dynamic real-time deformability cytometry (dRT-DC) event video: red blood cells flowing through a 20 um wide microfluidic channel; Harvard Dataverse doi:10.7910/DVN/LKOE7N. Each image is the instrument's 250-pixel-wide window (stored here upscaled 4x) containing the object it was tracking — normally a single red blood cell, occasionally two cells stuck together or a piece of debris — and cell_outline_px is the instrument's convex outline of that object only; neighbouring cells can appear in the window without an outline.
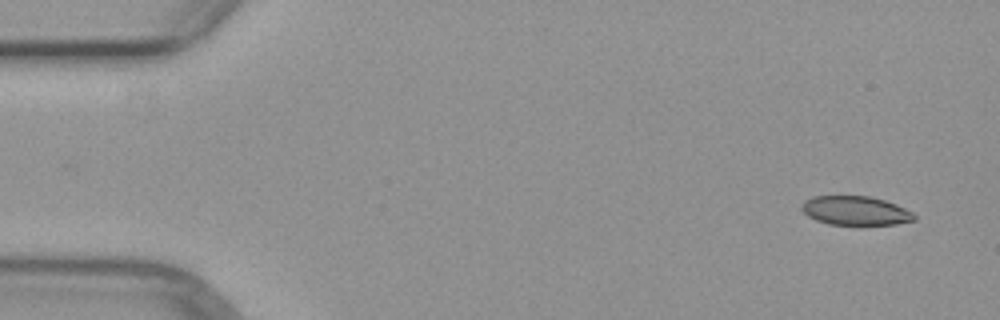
{"species": "common noctule bat (a hibernating species)", "species_latin": "Nyctalus noctula", "temperature_condition": "warm", "stored_images_in_passage": 7, "camera_frame_rate_fps": 3000, "um_per_image_px": 0.085, "animal": {"sex": "female", "body_mass_g": 29.2, "forearm_length_mm": 56.3}, "frame": {"image": 1, "passage_image": 1, "time_ms": 0.0, "image_size_px": [1000, 320], "cell_outline_px": [[916, 220], [896, 224], [860, 228], [828, 224], [816, 220], [808, 216], [800, 208], [804, 200], [812, 196], [868, 196], [884, 200], [896, 204], [912, 212], [916, 216]], "centroid_in_image_um": [72.72, 17.96], "position_along_channel_um": 12.3, "area_um2": 19.94}}
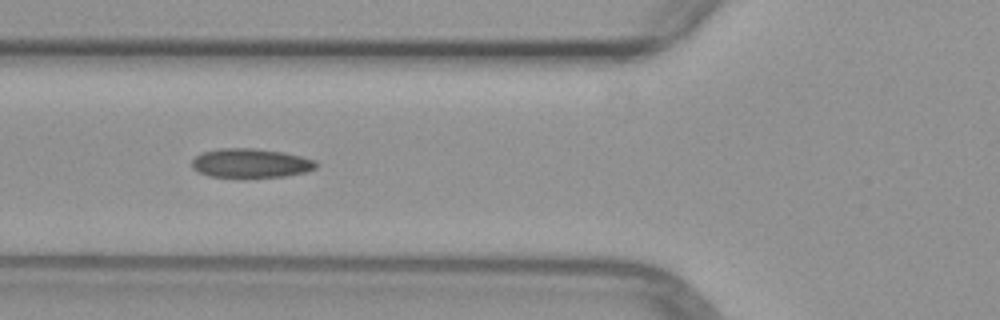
{"frame": {"image": 2, "passage_image": 5, "time_ms": 5.333, "image_size_px": [1000, 320], "cell_outline_px": [[316, 168], [304, 172], [284, 176], [244, 180], [236, 180], [208, 176], [196, 172], [192, 168], [192, 160], [196, 156], [204, 152], [220, 148], [252, 148], [284, 152], [316, 160]], "centroid_in_image_um": [21.25, 13.92], "position_along_channel_um": 104.5, "area_um2": 21.96}}
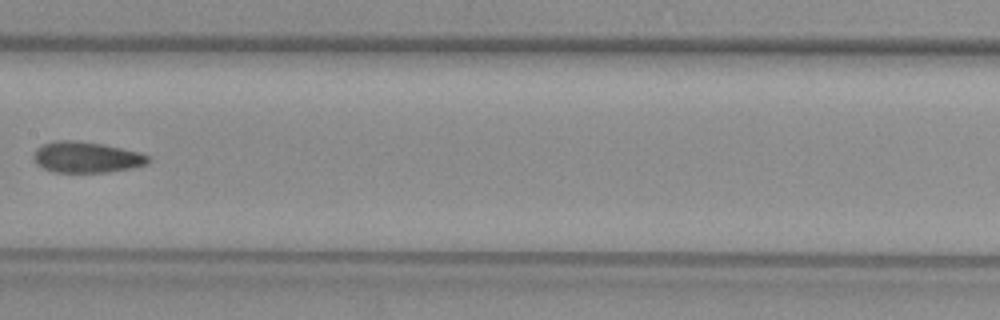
{"frame": {"image": 3, "passage_image": 7, "time_ms": 7.667, "image_size_px": [1000, 320], "cell_outline_px": [[152, 160], [148, 164], [132, 168], [108, 172], [52, 172], [36, 164], [32, 156], [36, 148], [44, 144], [56, 140], [72, 140], [104, 144], [140, 152], [152, 156]], "centroid_in_image_um": [7.39, 13.36], "position_along_channel_um": 200.0, "area_um2": 20.98}}